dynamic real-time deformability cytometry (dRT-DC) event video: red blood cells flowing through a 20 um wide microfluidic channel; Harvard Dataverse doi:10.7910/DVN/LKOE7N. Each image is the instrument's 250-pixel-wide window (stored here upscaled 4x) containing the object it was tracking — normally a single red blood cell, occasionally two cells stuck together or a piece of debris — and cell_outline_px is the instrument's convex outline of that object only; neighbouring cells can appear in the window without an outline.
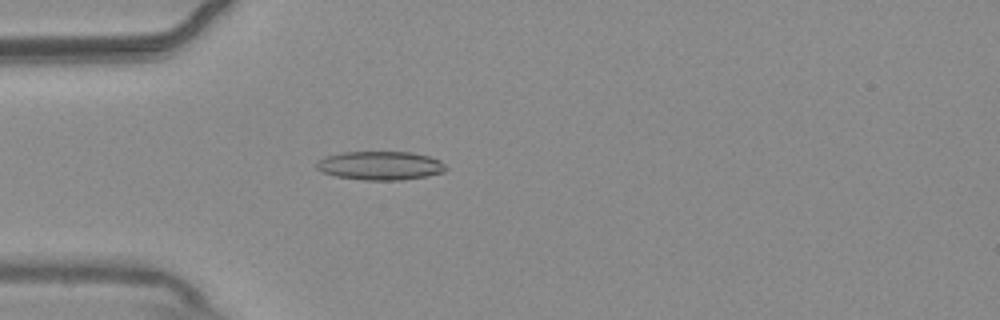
{"species": "common noctule bat (a hibernating species)", "species_latin": "Nyctalus noctula", "temperature_condition": "warm", "stored_images_in_passage": 55, "camera_frame_rate_fps": 3000, "um_per_image_px": 0.085, "animal": {"sex": "male", "body_mass_g": 20.4}, "frame": {"image": 1, "passage_image": 16, "time_ms": 5.0, "image_size_px": [1000, 320], "cell_outline_px": [[448, 168], [444, 172], [424, 176], [400, 180], [364, 180], [336, 176], [320, 172], [316, 168], [316, 164], [324, 156], [340, 152], [412, 152], [428, 156], [440, 160]], "centroid_in_image_um": [32.3, 14.07], "position_along_channel_um": 52.7, "area_um2": 21.68}}
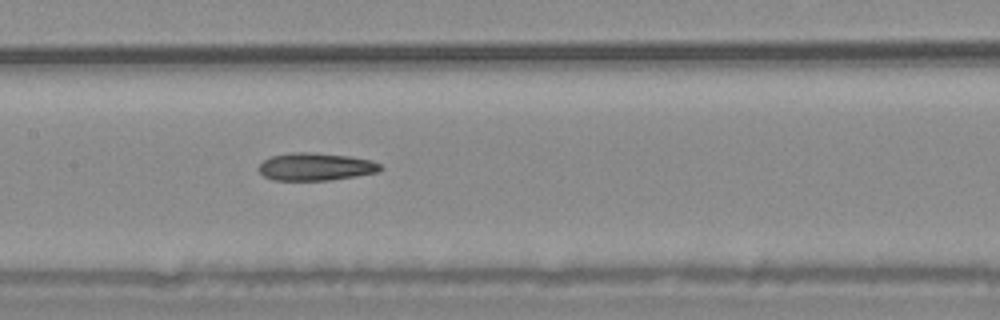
{"frame": {"image": 2, "passage_image": 27, "time_ms": 8.667, "image_size_px": [1000, 320], "cell_outline_px": [[384, 168], [376, 172], [356, 176], [328, 180], [272, 180], [264, 176], [256, 168], [264, 160], [272, 156], [292, 152], [312, 152], [348, 156], [372, 160], [380, 164]], "centroid_in_image_um": [26.81, 14.17], "position_along_channel_um": 180.6, "area_um2": 19.59}}
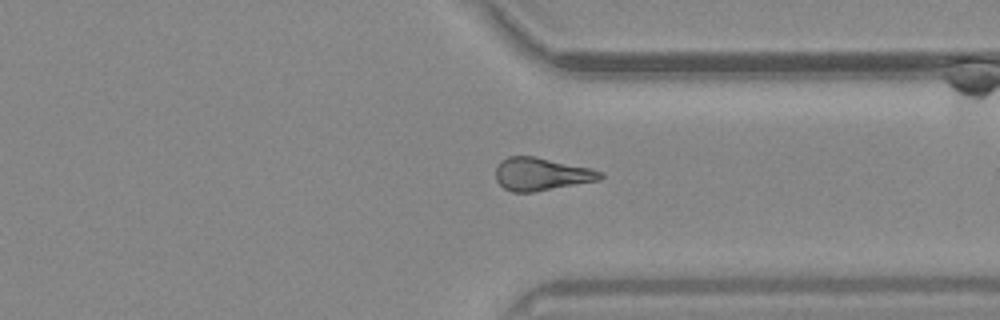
{"frame": {"image": 3, "passage_image": 42, "time_ms": 13.667, "image_size_px": [1000, 320], "cell_outline_px": [[604, 176], [600, 180], [532, 192], [512, 192], [504, 188], [496, 180], [496, 168], [500, 160], [508, 156], [536, 156], [592, 168], [604, 172]], "centroid_in_image_um": [46.03, 14.78], "position_along_channel_um": 365.4, "area_um2": 20.17}}